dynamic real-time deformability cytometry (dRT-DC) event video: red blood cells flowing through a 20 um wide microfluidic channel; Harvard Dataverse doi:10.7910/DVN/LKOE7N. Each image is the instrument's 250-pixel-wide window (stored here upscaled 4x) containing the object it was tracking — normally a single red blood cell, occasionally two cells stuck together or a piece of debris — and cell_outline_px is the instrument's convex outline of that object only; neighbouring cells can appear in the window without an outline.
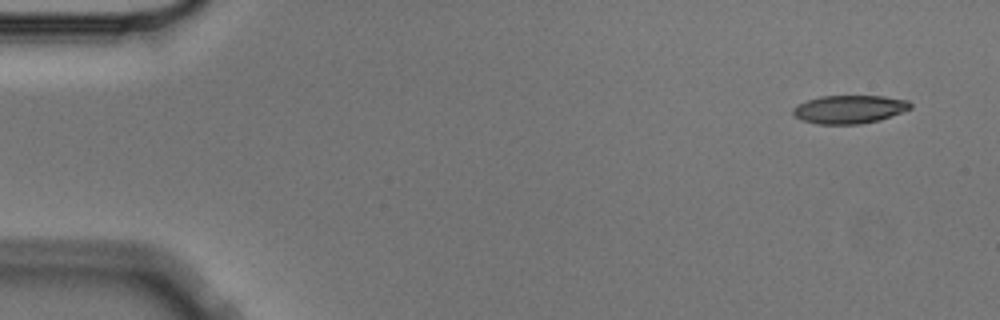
{"species": "Egyptian fruit bat (a non-hibernating species)", "species_latin": "Rousettus aegyptiacus", "temperature_condition": "cold", "stored_images_in_passage": 6, "camera_frame_rate_fps": 3000, "um_per_image_px": 0.085, "animal": {"sex": "male"}, "frame": {"image": 1, "passage_image": 1, "time_ms": 0.0, "image_size_px": [1000, 320], "cell_outline_px": [[912, 108], [880, 120], [860, 124], [816, 124], [800, 120], [792, 112], [792, 108], [808, 100], [820, 96], [884, 96], [908, 100], [912, 104]], "centroid_in_image_um": [72.21, 9.29], "position_along_channel_um": 12.8, "area_um2": 19.36}}
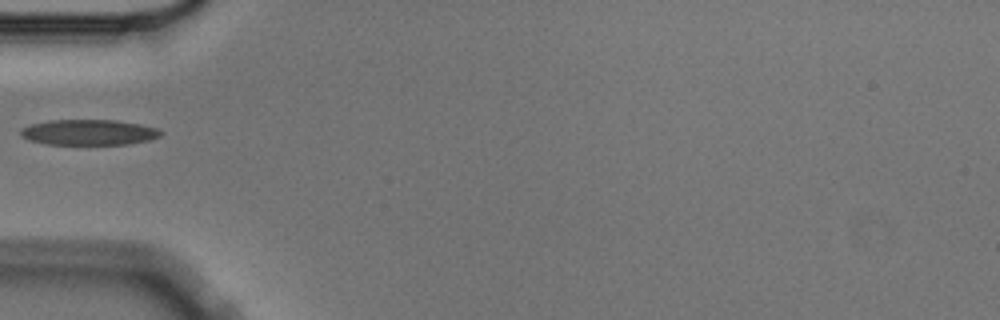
{"frame": {"image": 2, "passage_image": 5, "time_ms": 1.333, "image_size_px": [1000, 320], "cell_outline_px": [[164, 132], [160, 136], [152, 140], [128, 144], [44, 144], [28, 140], [20, 136], [20, 128], [28, 124], [48, 120], [116, 120], [140, 124], [156, 128]], "centroid_in_image_um": [7.52, 11.24], "position_along_channel_um": 77.5, "area_um2": 21.15}}
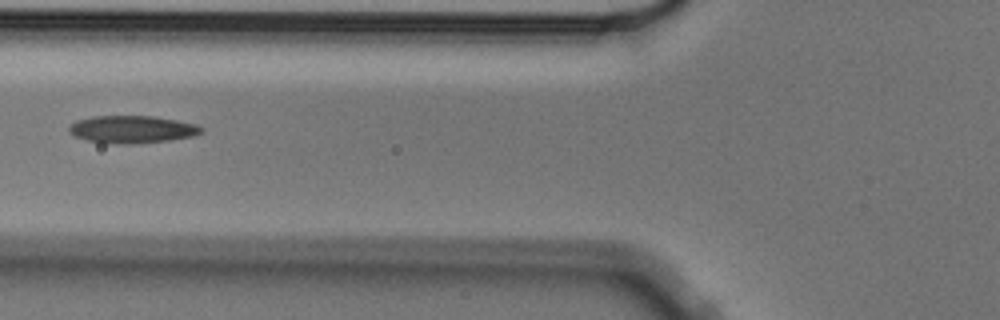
{"frame": {"image": 3, "passage_image": 6, "time_ms": 1.667, "image_size_px": [1000, 320], "cell_outline_px": [[204, 132], [196, 136], [140, 144], [116, 144], [84, 140], [72, 136], [68, 132], [68, 128], [76, 120], [92, 116], [152, 116], [176, 120], [196, 124], [204, 128]], "centroid_in_image_um": [11.22, 11.01], "position_along_channel_um": 114.6, "area_um2": 21.56}}